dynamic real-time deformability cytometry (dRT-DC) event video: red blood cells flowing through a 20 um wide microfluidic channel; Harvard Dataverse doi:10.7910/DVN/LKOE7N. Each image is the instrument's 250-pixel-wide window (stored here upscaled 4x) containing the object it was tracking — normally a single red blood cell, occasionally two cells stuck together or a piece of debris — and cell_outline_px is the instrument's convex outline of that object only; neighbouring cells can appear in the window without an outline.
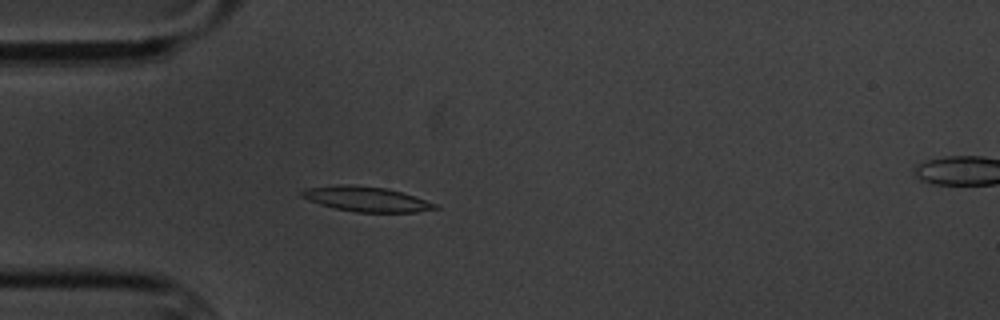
{"species": "common noctule bat (a hibernating species)", "species_latin": "Nyctalus noctula", "temperature_condition": "cold", "stored_images_in_passage": 4, "camera_frame_rate_fps": 3000, "um_per_image_px": 0.085, "animal": {"sex": "male", "body_mass_g": 20.1, "forearm_length_mm": 53.5}, "frame": {"image": 1, "passage_image": 3, "time_ms": 2.333, "image_size_px": [1000, 320], "cell_outline_px": [[440, 208], [416, 212], [356, 212], [336, 208], [320, 204], [300, 196], [300, 192], [304, 188], [336, 184], [348, 184], [388, 188], [440, 204]], "centroid_in_image_um": [31.16, 16.91], "position_along_channel_um": 53.8, "area_um2": 19.54}}